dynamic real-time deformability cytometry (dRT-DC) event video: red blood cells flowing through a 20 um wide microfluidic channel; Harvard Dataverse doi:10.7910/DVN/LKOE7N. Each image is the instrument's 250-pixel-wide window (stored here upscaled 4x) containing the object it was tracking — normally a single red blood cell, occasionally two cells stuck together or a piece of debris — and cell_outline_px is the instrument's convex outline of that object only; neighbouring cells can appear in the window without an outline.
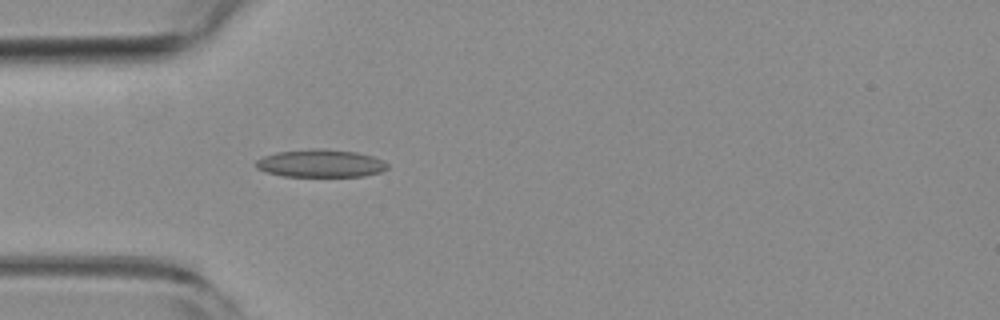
{"species": "common noctule bat (a hibernating species)", "species_latin": "Nyctalus noctula", "temperature_condition": "room temperature", "stored_images_in_passage": 14, "camera_frame_rate_fps": 3000, "um_per_image_px": 0.085, "animal": {"sex": "female", "body_mass_g": 19.3, "forearm_length_mm": 54.1}, "frame": {"image": 1, "passage_image": 8, "time_ms": 2.333, "image_size_px": [1000, 320], "cell_outline_px": [[388, 168], [380, 172], [364, 176], [284, 176], [268, 172], [256, 168], [256, 160], [264, 156], [276, 152], [312, 148], [316, 148], [356, 152], [372, 156], [384, 160], [388, 164]], "centroid_in_image_um": [27.26, 13.88], "position_along_channel_um": 57.7, "area_um2": 21.21}}
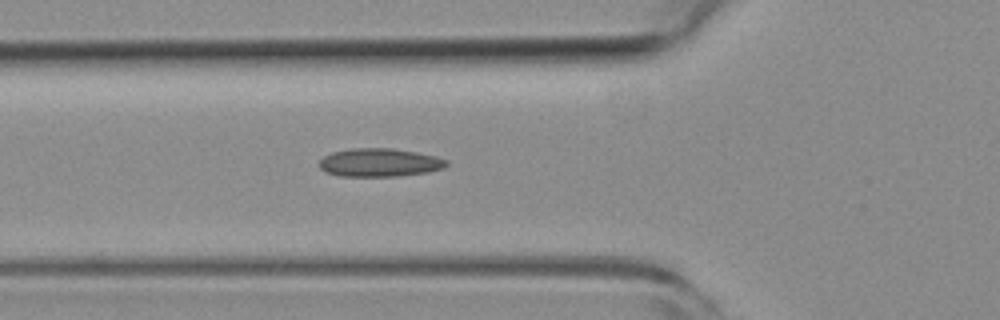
{"frame": {"image": 2, "passage_image": 11, "time_ms": 3.333, "image_size_px": [1000, 320], "cell_outline_px": [[448, 164], [444, 168], [428, 172], [396, 176], [340, 176], [324, 172], [320, 168], [320, 160], [324, 156], [332, 152], [352, 148], [392, 148], [416, 152], [436, 156], [448, 160]], "centroid_in_image_um": [32.27, 13.81], "position_along_channel_um": 93.5, "area_um2": 21.04}}
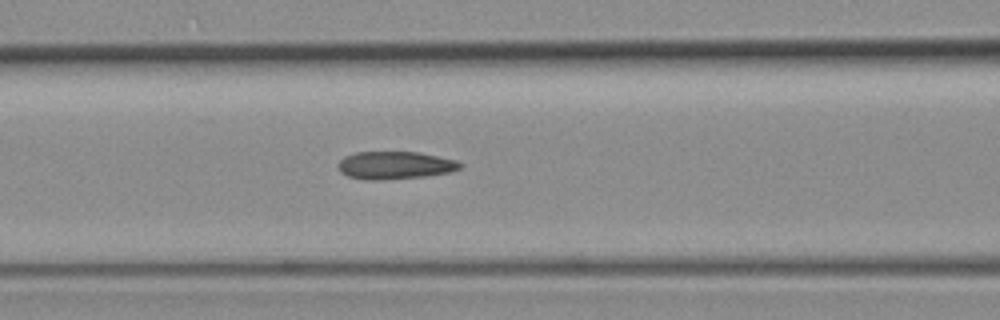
{"frame": {"image": 3, "passage_image": 14, "time_ms": 4.333, "image_size_px": [1000, 320], "cell_outline_px": [[464, 164], [460, 168], [452, 172], [424, 176], [380, 180], [364, 180], [348, 176], [340, 172], [336, 164], [344, 156], [356, 152], [420, 152], [456, 160]], "centroid_in_image_um": [33.56, 14.05], "position_along_channel_um": 133.0, "area_um2": 19.88}}